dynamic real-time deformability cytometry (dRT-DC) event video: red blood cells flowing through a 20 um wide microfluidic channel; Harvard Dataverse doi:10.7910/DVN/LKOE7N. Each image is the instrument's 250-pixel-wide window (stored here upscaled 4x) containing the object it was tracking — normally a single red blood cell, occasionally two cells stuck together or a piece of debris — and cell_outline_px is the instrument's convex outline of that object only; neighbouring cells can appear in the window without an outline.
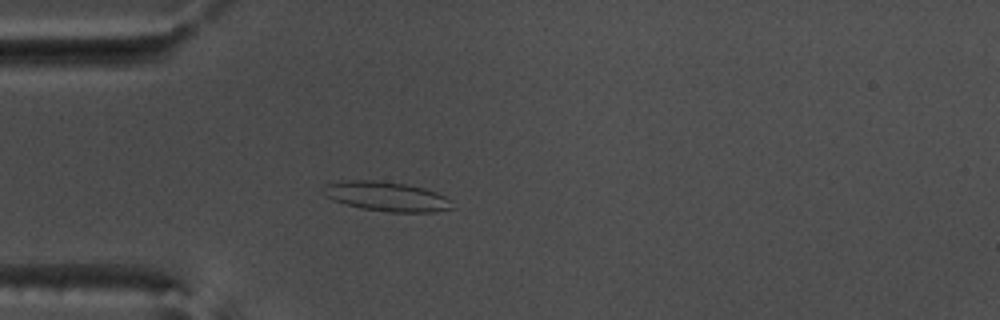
{"species": "common noctule bat (a hibernating species)", "species_latin": "Nyctalus noctula", "temperature_condition": "warm", "stored_images_in_passage": 55, "camera_frame_rate_fps": 3000, "um_per_image_px": 0.085, "animal": {"sex": "male", "body_mass_g": 17.5, "forearm_length_mm": 52.3}, "frame": {"image": 1, "passage_image": 16, "time_ms": 5.0, "image_size_px": [1000, 320], "cell_outline_px": [[456, 208], [436, 212], [388, 212], [364, 208], [332, 200], [324, 196], [320, 192], [328, 184], [344, 180], [372, 180], [408, 184], [424, 188], [436, 192], [452, 200]], "centroid_in_image_um": [32.91, 16.7], "position_along_channel_um": 52.1, "area_um2": 22.31}}
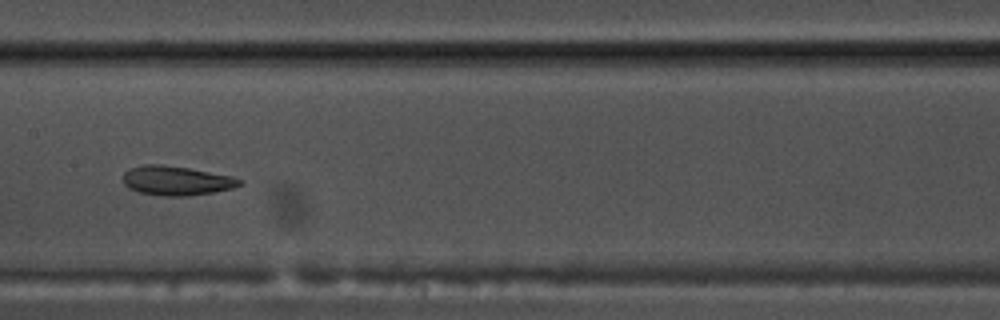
{"frame": {"image": 2, "passage_image": 28, "time_ms": 9.0, "image_size_px": [1000, 320], "cell_outline_px": [[244, 184], [232, 188], [212, 192], [188, 196], [164, 196], [140, 192], [128, 188], [124, 184], [124, 172], [128, 168], [144, 164], [160, 164], [188, 168], [232, 176], [244, 180]], "centroid_in_image_um": [15.0, 15.35], "position_along_channel_um": 192.4, "area_um2": 19.94}}
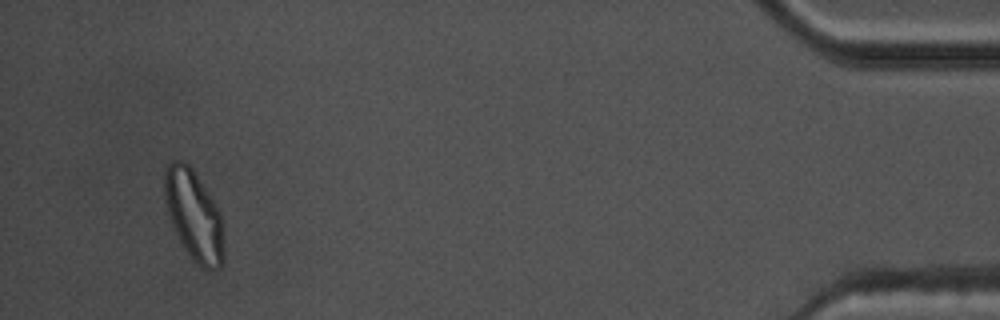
{"frame": {"image": 3, "passage_image": 52, "time_ms": 17.0, "image_size_px": [1000, 320], "cell_outline_px": [[224, 260], [220, 268], [204, 268], [184, 248], [172, 224], [164, 200], [164, 172], [168, 164], [172, 160], [180, 156], [192, 168], [220, 212], [224, 224]], "centroid_in_image_um": [16.49, 18.24], "position_along_channel_um": 418.7, "area_um2": 31.15}, "authors_computed_cell_mechanics": {"area_um2": 22.7154, "velocity_mm_per_s": 3.7547, "shape_relaxation_time_tau1_ms": 8.9625, "shape_relaxation_time_tau2_ms": 3.4082, "deformation_change_tau1": 0.2231, "deformation_change_tau2": 0.1119}}